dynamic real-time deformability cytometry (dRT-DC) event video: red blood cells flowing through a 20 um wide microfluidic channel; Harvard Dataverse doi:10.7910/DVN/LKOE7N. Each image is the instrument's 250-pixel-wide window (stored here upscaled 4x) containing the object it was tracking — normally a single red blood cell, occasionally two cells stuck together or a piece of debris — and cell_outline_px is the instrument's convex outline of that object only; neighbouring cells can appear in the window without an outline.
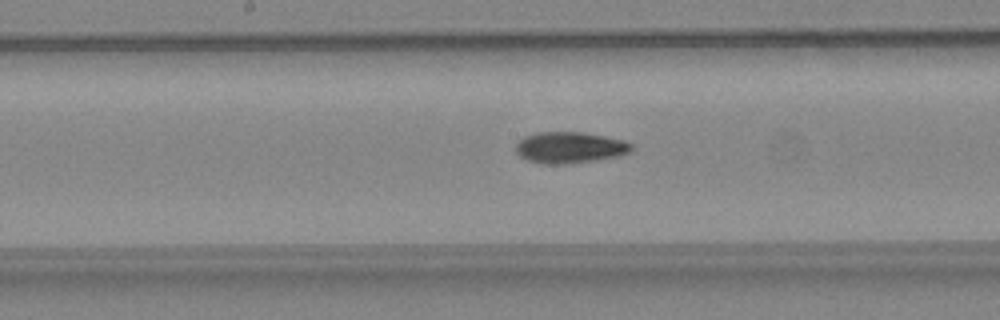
{"species": "common noctule bat (a hibernating species)", "species_latin": "Nyctalus noctula", "temperature_condition": "warm", "stored_images_in_passage": 32, "camera_frame_rate_fps": 3000, "um_per_image_px": 0.085, "animal": {"sex": "female", "body_mass_g": 24.6, "forearm_length_mm": 56.2}, "frame": {"image": 1, "passage_image": 10, "time_ms": 3.0, "image_size_px": [1000, 320], "cell_outline_px": [[632, 148], [628, 152], [620, 156], [596, 160], [568, 164], [544, 164], [528, 160], [520, 156], [516, 152], [516, 144], [524, 136], [536, 132], [584, 132], [624, 140], [632, 144]], "centroid_in_image_um": [48.42, 12.54], "position_along_channel_um": 199.8, "area_um2": 21.15}}
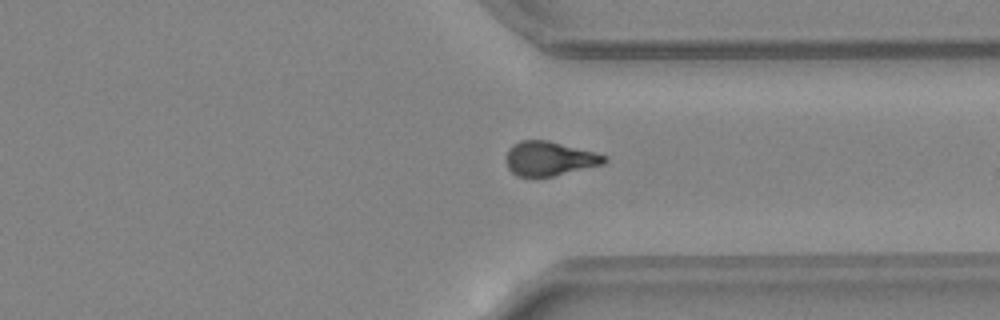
{"frame": {"image": 2, "passage_image": 21, "time_ms": 6.667, "image_size_px": [1000, 320], "cell_outline_px": [[608, 160], [604, 164], [552, 176], [516, 176], [508, 168], [504, 160], [508, 148], [512, 144], [520, 140], [548, 140], [608, 156]], "centroid_in_image_um": [46.66, 13.47], "position_along_channel_um": 364.7, "area_um2": 19.65}}
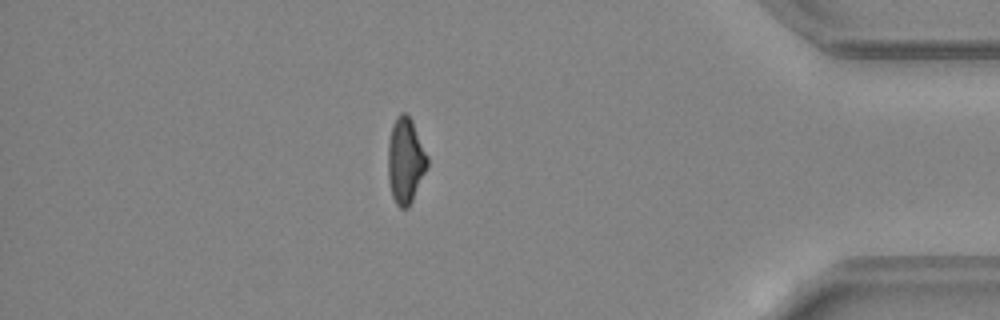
{"frame": {"image": 3, "passage_image": 26, "time_ms": 8.333, "image_size_px": [1000, 320], "cell_outline_px": [[428, 164], [412, 200], [408, 208], [400, 208], [396, 204], [392, 196], [388, 180], [388, 144], [392, 124], [396, 116], [400, 112], [404, 112], [412, 120], [428, 156]], "centroid_in_image_um": [34.45, 13.63], "position_along_channel_um": 400.8, "area_um2": 19.59}}